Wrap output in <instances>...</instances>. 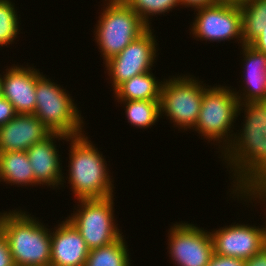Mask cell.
<instances>
[{
  "label": "cell",
  "instance_id": "6da1fadb",
  "mask_svg": "<svg viewBox=\"0 0 266 266\" xmlns=\"http://www.w3.org/2000/svg\"><path fill=\"white\" fill-rule=\"evenodd\" d=\"M241 116L232 143L218 156L230 173L228 195L246 193L266 179V101L239 104L237 120Z\"/></svg>",
  "mask_w": 266,
  "mask_h": 266
},
{
  "label": "cell",
  "instance_id": "7a4b0ae2",
  "mask_svg": "<svg viewBox=\"0 0 266 266\" xmlns=\"http://www.w3.org/2000/svg\"><path fill=\"white\" fill-rule=\"evenodd\" d=\"M85 133L81 136L69 137L68 169L63 172L62 188L69 184L75 200L102 199L115 196L114 178L109 170L106 156L98 150L96 144ZM67 175V176H66ZM112 175V176H111ZM113 177V178H112ZM67 182H66V180ZM65 185V186H64Z\"/></svg>",
  "mask_w": 266,
  "mask_h": 266
},
{
  "label": "cell",
  "instance_id": "3957f363",
  "mask_svg": "<svg viewBox=\"0 0 266 266\" xmlns=\"http://www.w3.org/2000/svg\"><path fill=\"white\" fill-rule=\"evenodd\" d=\"M0 211V231L7 238L15 266H50L51 228L26 209ZM32 214V215H31Z\"/></svg>",
  "mask_w": 266,
  "mask_h": 266
},
{
  "label": "cell",
  "instance_id": "277c9868",
  "mask_svg": "<svg viewBox=\"0 0 266 266\" xmlns=\"http://www.w3.org/2000/svg\"><path fill=\"white\" fill-rule=\"evenodd\" d=\"M232 87L226 83L207 85L197 123L192 130L199 134V138L201 136V140H207L210 146L214 145L218 156L232 143L234 130L239 124L236 123L239 101Z\"/></svg>",
  "mask_w": 266,
  "mask_h": 266
},
{
  "label": "cell",
  "instance_id": "5b68a950",
  "mask_svg": "<svg viewBox=\"0 0 266 266\" xmlns=\"http://www.w3.org/2000/svg\"><path fill=\"white\" fill-rule=\"evenodd\" d=\"M93 41L103 63L119 54L149 26L124 0H102Z\"/></svg>",
  "mask_w": 266,
  "mask_h": 266
},
{
  "label": "cell",
  "instance_id": "8992f818",
  "mask_svg": "<svg viewBox=\"0 0 266 266\" xmlns=\"http://www.w3.org/2000/svg\"><path fill=\"white\" fill-rule=\"evenodd\" d=\"M34 115L52 132L69 137L86 133L85 119L70 92L46 74L36 82ZM84 129V130H83Z\"/></svg>",
  "mask_w": 266,
  "mask_h": 266
},
{
  "label": "cell",
  "instance_id": "52a82bcc",
  "mask_svg": "<svg viewBox=\"0 0 266 266\" xmlns=\"http://www.w3.org/2000/svg\"><path fill=\"white\" fill-rule=\"evenodd\" d=\"M202 80L190 73L169 75L166 79L164 76L160 95L161 118L168 119L178 131H192L197 123L208 85Z\"/></svg>",
  "mask_w": 266,
  "mask_h": 266
},
{
  "label": "cell",
  "instance_id": "ba28073f",
  "mask_svg": "<svg viewBox=\"0 0 266 266\" xmlns=\"http://www.w3.org/2000/svg\"><path fill=\"white\" fill-rule=\"evenodd\" d=\"M114 197L76 200L73 213L66 217L82 235L89 250L111 244L123 235L115 216Z\"/></svg>",
  "mask_w": 266,
  "mask_h": 266
},
{
  "label": "cell",
  "instance_id": "9c48e42d",
  "mask_svg": "<svg viewBox=\"0 0 266 266\" xmlns=\"http://www.w3.org/2000/svg\"><path fill=\"white\" fill-rule=\"evenodd\" d=\"M196 12V13H195ZM195 16L189 25V34L196 41L214 43L234 40L233 43L244 44L242 35V12L240 4L220 1L216 4L194 10ZM236 39V40H235Z\"/></svg>",
  "mask_w": 266,
  "mask_h": 266
},
{
  "label": "cell",
  "instance_id": "30bf717a",
  "mask_svg": "<svg viewBox=\"0 0 266 266\" xmlns=\"http://www.w3.org/2000/svg\"><path fill=\"white\" fill-rule=\"evenodd\" d=\"M154 29L149 27L143 34L127 45L119 54L107 60L105 74L108 84L114 91L120 84L130 78L154 70L159 51ZM153 68V69H152Z\"/></svg>",
  "mask_w": 266,
  "mask_h": 266
},
{
  "label": "cell",
  "instance_id": "8fae6325",
  "mask_svg": "<svg viewBox=\"0 0 266 266\" xmlns=\"http://www.w3.org/2000/svg\"><path fill=\"white\" fill-rule=\"evenodd\" d=\"M192 223L179 221L168 228L166 249L174 266H207L214 254L209 229Z\"/></svg>",
  "mask_w": 266,
  "mask_h": 266
},
{
  "label": "cell",
  "instance_id": "7c38bea8",
  "mask_svg": "<svg viewBox=\"0 0 266 266\" xmlns=\"http://www.w3.org/2000/svg\"><path fill=\"white\" fill-rule=\"evenodd\" d=\"M264 219L266 215L264 214ZM265 221V222H264ZM261 226L254 223L232 222L229 226L209 230L217 255L250 259L266 246V220Z\"/></svg>",
  "mask_w": 266,
  "mask_h": 266
},
{
  "label": "cell",
  "instance_id": "4fadbf2b",
  "mask_svg": "<svg viewBox=\"0 0 266 266\" xmlns=\"http://www.w3.org/2000/svg\"><path fill=\"white\" fill-rule=\"evenodd\" d=\"M68 138L69 136L62 133H51L43 141L35 143L26 151L34 172L35 187L47 186L52 190L56 189V192L60 190L63 172L66 169H63L59 146L61 141L64 145Z\"/></svg>",
  "mask_w": 266,
  "mask_h": 266
},
{
  "label": "cell",
  "instance_id": "5bb4252c",
  "mask_svg": "<svg viewBox=\"0 0 266 266\" xmlns=\"http://www.w3.org/2000/svg\"><path fill=\"white\" fill-rule=\"evenodd\" d=\"M29 64L14 63L3 71L2 96L9 100L17 114H34L36 82L44 74L34 68L36 65Z\"/></svg>",
  "mask_w": 266,
  "mask_h": 266
},
{
  "label": "cell",
  "instance_id": "9a60e30c",
  "mask_svg": "<svg viewBox=\"0 0 266 266\" xmlns=\"http://www.w3.org/2000/svg\"><path fill=\"white\" fill-rule=\"evenodd\" d=\"M241 47V48H240ZM241 79L238 91L233 87L239 104L266 101V54L249 44L239 46ZM242 80V81H241Z\"/></svg>",
  "mask_w": 266,
  "mask_h": 266
},
{
  "label": "cell",
  "instance_id": "2e32d148",
  "mask_svg": "<svg viewBox=\"0 0 266 266\" xmlns=\"http://www.w3.org/2000/svg\"><path fill=\"white\" fill-rule=\"evenodd\" d=\"M51 227L50 266H85L89 249L75 226L64 217Z\"/></svg>",
  "mask_w": 266,
  "mask_h": 266
},
{
  "label": "cell",
  "instance_id": "e0dca14e",
  "mask_svg": "<svg viewBox=\"0 0 266 266\" xmlns=\"http://www.w3.org/2000/svg\"><path fill=\"white\" fill-rule=\"evenodd\" d=\"M51 133L34 114H17L0 126V152L27 151Z\"/></svg>",
  "mask_w": 266,
  "mask_h": 266
},
{
  "label": "cell",
  "instance_id": "ac0fdd59",
  "mask_svg": "<svg viewBox=\"0 0 266 266\" xmlns=\"http://www.w3.org/2000/svg\"><path fill=\"white\" fill-rule=\"evenodd\" d=\"M14 187L35 186L34 172L26 151L0 152V183ZM31 186V187H30Z\"/></svg>",
  "mask_w": 266,
  "mask_h": 266
},
{
  "label": "cell",
  "instance_id": "d6986e66",
  "mask_svg": "<svg viewBox=\"0 0 266 266\" xmlns=\"http://www.w3.org/2000/svg\"><path fill=\"white\" fill-rule=\"evenodd\" d=\"M163 79H158L153 71L141 73L120 84L114 91L115 101L160 100Z\"/></svg>",
  "mask_w": 266,
  "mask_h": 266
},
{
  "label": "cell",
  "instance_id": "ffe728a7",
  "mask_svg": "<svg viewBox=\"0 0 266 266\" xmlns=\"http://www.w3.org/2000/svg\"><path fill=\"white\" fill-rule=\"evenodd\" d=\"M124 108L125 120L136 129H151L161 120L160 100L116 101Z\"/></svg>",
  "mask_w": 266,
  "mask_h": 266
},
{
  "label": "cell",
  "instance_id": "44dd1931",
  "mask_svg": "<svg viewBox=\"0 0 266 266\" xmlns=\"http://www.w3.org/2000/svg\"><path fill=\"white\" fill-rule=\"evenodd\" d=\"M129 250L126 235L123 234L111 244L89 250L85 266H132Z\"/></svg>",
  "mask_w": 266,
  "mask_h": 266
},
{
  "label": "cell",
  "instance_id": "7402d4cb",
  "mask_svg": "<svg viewBox=\"0 0 266 266\" xmlns=\"http://www.w3.org/2000/svg\"><path fill=\"white\" fill-rule=\"evenodd\" d=\"M239 4L244 44H250L266 26V0H243Z\"/></svg>",
  "mask_w": 266,
  "mask_h": 266
},
{
  "label": "cell",
  "instance_id": "603a6c76",
  "mask_svg": "<svg viewBox=\"0 0 266 266\" xmlns=\"http://www.w3.org/2000/svg\"><path fill=\"white\" fill-rule=\"evenodd\" d=\"M14 0H0V48L16 43L22 33L21 15ZM18 11V12H17Z\"/></svg>",
  "mask_w": 266,
  "mask_h": 266
},
{
  "label": "cell",
  "instance_id": "cb8c5ba5",
  "mask_svg": "<svg viewBox=\"0 0 266 266\" xmlns=\"http://www.w3.org/2000/svg\"><path fill=\"white\" fill-rule=\"evenodd\" d=\"M149 26L158 16L170 14L175 8L179 9L180 0H124ZM154 16V18H153ZM156 16V17H155ZM152 19V20H151Z\"/></svg>",
  "mask_w": 266,
  "mask_h": 266
},
{
  "label": "cell",
  "instance_id": "d4e9b609",
  "mask_svg": "<svg viewBox=\"0 0 266 266\" xmlns=\"http://www.w3.org/2000/svg\"><path fill=\"white\" fill-rule=\"evenodd\" d=\"M230 198H233L234 201L237 200L238 203L243 202V206L247 205V208L253 209L252 207L257 205L263 210L264 214L266 215V187L264 186H255L249 189L246 193H230L228 196ZM235 198V199H234ZM237 198V199H236ZM246 202V203H245ZM250 203V204H249ZM255 203V204H253ZM250 205V207H249ZM252 205V206H251ZM263 208L265 209H262Z\"/></svg>",
  "mask_w": 266,
  "mask_h": 266
},
{
  "label": "cell",
  "instance_id": "484cf974",
  "mask_svg": "<svg viewBox=\"0 0 266 266\" xmlns=\"http://www.w3.org/2000/svg\"><path fill=\"white\" fill-rule=\"evenodd\" d=\"M17 115L13 105L8 99L0 97V126L5 125Z\"/></svg>",
  "mask_w": 266,
  "mask_h": 266
},
{
  "label": "cell",
  "instance_id": "4316f807",
  "mask_svg": "<svg viewBox=\"0 0 266 266\" xmlns=\"http://www.w3.org/2000/svg\"><path fill=\"white\" fill-rule=\"evenodd\" d=\"M245 260L213 254L207 266H244Z\"/></svg>",
  "mask_w": 266,
  "mask_h": 266
},
{
  "label": "cell",
  "instance_id": "83f0119b",
  "mask_svg": "<svg viewBox=\"0 0 266 266\" xmlns=\"http://www.w3.org/2000/svg\"><path fill=\"white\" fill-rule=\"evenodd\" d=\"M0 266H15L7 238L0 231Z\"/></svg>",
  "mask_w": 266,
  "mask_h": 266
},
{
  "label": "cell",
  "instance_id": "f1b7e54d",
  "mask_svg": "<svg viewBox=\"0 0 266 266\" xmlns=\"http://www.w3.org/2000/svg\"><path fill=\"white\" fill-rule=\"evenodd\" d=\"M220 1L221 0H180V6L182 9L191 8L192 10H195L198 8L216 4Z\"/></svg>",
  "mask_w": 266,
  "mask_h": 266
},
{
  "label": "cell",
  "instance_id": "f546056e",
  "mask_svg": "<svg viewBox=\"0 0 266 266\" xmlns=\"http://www.w3.org/2000/svg\"><path fill=\"white\" fill-rule=\"evenodd\" d=\"M244 266H266V246L250 259L245 260Z\"/></svg>",
  "mask_w": 266,
  "mask_h": 266
},
{
  "label": "cell",
  "instance_id": "4dcf8cb0",
  "mask_svg": "<svg viewBox=\"0 0 266 266\" xmlns=\"http://www.w3.org/2000/svg\"><path fill=\"white\" fill-rule=\"evenodd\" d=\"M249 45L257 51L266 54V26L262 29L259 36H257Z\"/></svg>",
  "mask_w": 266,
  "mask_h": 266
},
{
  "label": "cell",
  "instance_id": "1f68e13d",
  "mask_svg": "<svg viewBox=\"0 0 266 266\" xmlns=\"http://www.w3.org/2000/svg\"><path fill=\"white\" fill-rule=\"evenodd\" d=\"M3 70L0 73V97L2 96V80H3Z\"/></svg>",
  "mask_w": 266,
  "mask_h": 266
},
{
  "label": "cell",
  "instance_id": "d6a6232c",
  "mask_svg": "<svg viewBox=\"0 0 266 266\" xmlns=\"http://www.w3.org/2000/svg\"><path fill=\"white\" fill-rule=\"evenodd\" d=\"M221 1H231V2H237V3H239V2H241L243 0H221Z\"/></svg>",
  "mask_w": 266,
  "mask_h": 266
},
{
  "label": "cell",
  "instance_id": "836d02e7",
  "mask_svg": "<svg viewBox=\"0 0 266 266\" xmlns=\"http://www.w3.org/2000/svg\"><path fill=\"white\" fill-rule=\"evenodd\" d=\"M259 186H264L266 187V179L259 185Z\"/></svg>",
  "mask_w": 266,
  "mask_h": 266
}]
</instances>
